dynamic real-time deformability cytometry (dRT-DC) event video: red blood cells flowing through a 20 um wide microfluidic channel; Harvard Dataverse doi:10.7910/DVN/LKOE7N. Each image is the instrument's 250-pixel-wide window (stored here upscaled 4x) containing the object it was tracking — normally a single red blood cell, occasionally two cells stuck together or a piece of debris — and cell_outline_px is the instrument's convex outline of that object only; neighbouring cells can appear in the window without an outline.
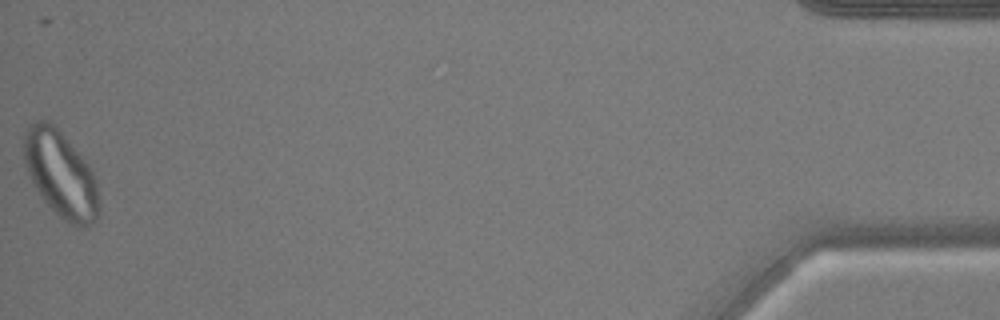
{"species": "common noctule bat (a hibernating species)", "species_latin": "Nyctalus noctula", "temperature_condition": "warm", "stored_images_in_passage": 53, "camera_frame_rate_fps": 3000, "um_per_image_px": 0.085, "animal": {"sex": "male", "body_mass_g": 17.9, "forearm_length_mm": 54.2}, "frame": {"image": 1, "passage_image": 53, "time_ms": 17.333, "image_size_px": [1000, 320], "cell_outline_px": [[100, 216], [96, 220], [84, 228], [76, 228], [60, 216], [44, 200], [32, 184], [24, 164], [24, 132], [28, 124], [36, 120], [48, 120], [60, 132], [92, 168], [96, 180], [100, 200]], "centroid_in_image_um": [5.18, 14.83], "position_along_channel_um": 430.0, "area_um2": 38.03}}